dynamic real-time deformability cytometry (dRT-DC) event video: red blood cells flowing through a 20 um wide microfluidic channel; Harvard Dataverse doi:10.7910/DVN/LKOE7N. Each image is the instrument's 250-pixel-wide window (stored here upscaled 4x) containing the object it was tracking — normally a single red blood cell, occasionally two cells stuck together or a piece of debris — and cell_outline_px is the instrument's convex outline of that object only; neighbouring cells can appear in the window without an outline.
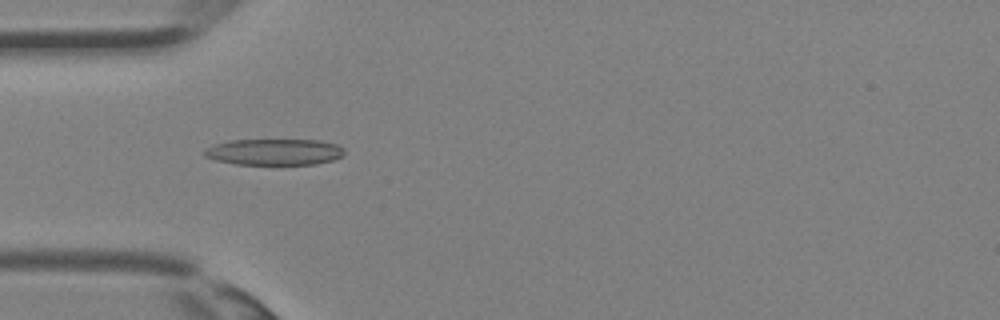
{"species": "Egyptian fruit bat (a non-hibernating species)", "species_latin": "Rousettus aegyptiacus", "temperature_condition": "room temperature", "stored_images_in_passage": 32, "camera_frame_rate_fps": 3000, "um_per_image_px": 0.085, "animal": {"sex": "female"}, "frame": {"image": 1, "passage_image": 8, "time_ms": 2.333, "image_size_px": [1000, 320], "cell_outline_px": [[344, 156], [332, 160], [316, 164], [236, 164], [216, 160], [204, 156], [204, 152], [208, 148], [216, 144], [228, 140], [320, 140], [336, 144], [344, 148]], "centroid_in_image_um": [23.36, 12.91], "position_along_channel_um": 61.6, "area_um2": 21.33}}
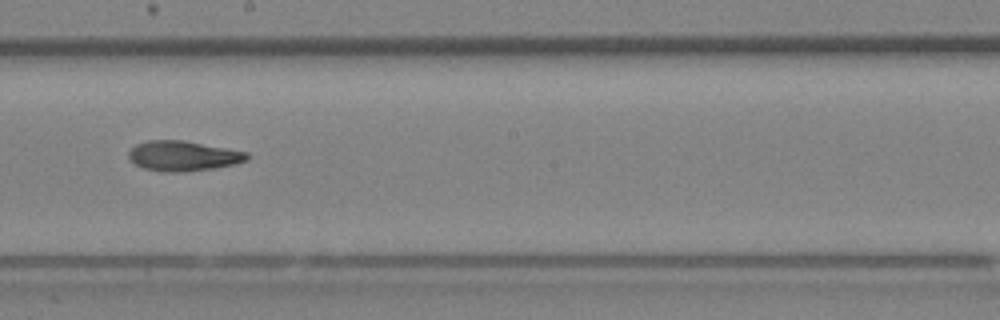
{"frame": {"image": 2, "passage_image": 17, "time_ms": 5.333, "image_size_px": [1000, 320], "cell_outline_px": [[252, 156], [248, 160], [232, 164], [212, 168], [180, 172], [164, 172], [144, 168], [128, 160], [128, 152], [136, 144], [148, 140], [184, 140], [248, 152]], "centroid_in_image_um": [15.56, 13.24], "position_along_channel_um": 232.6, "area_um2": 20.75}}
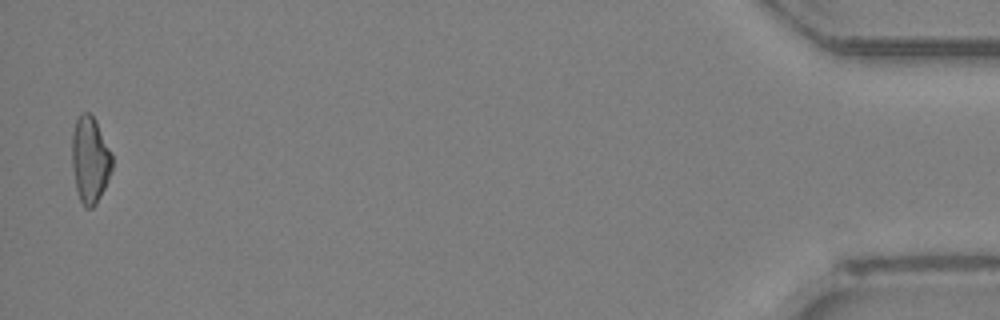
{"frame": {"image": 3, "passage_image": 32, "time_ms": 10.333, "image_size_px": [1000, 320], "cell_outline_px": [[112, 168], [108, 180], [96, 204], [92, 208], [84, 208], [80, 200], [76, 188], [72, 168], [72, 132], [76, 120], [80, 112], [88, 112], [96, 120], [112, 156]], "centroid_in_image_um": [7.63, 13.58], "position_along_channel_um": 427.6, "area_um2": 20.17}}